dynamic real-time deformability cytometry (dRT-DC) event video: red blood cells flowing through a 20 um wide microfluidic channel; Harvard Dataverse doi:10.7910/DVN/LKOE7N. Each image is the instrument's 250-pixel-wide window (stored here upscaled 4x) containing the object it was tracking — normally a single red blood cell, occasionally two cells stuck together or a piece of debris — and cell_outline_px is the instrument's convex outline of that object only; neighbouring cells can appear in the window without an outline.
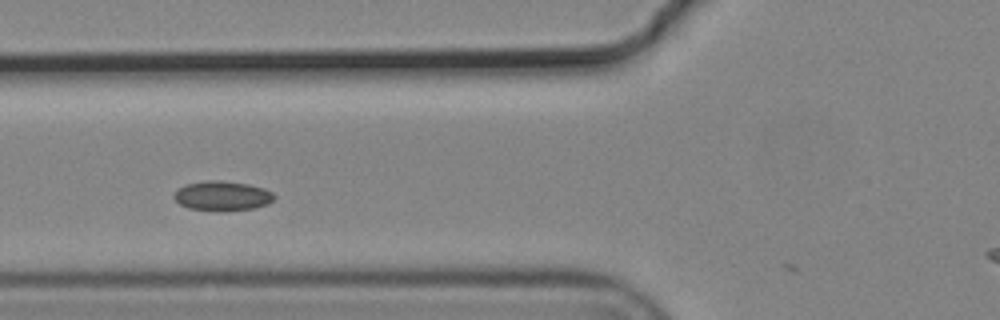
{"species": "common noctule bat (a hibernating species)", "species_latin": "Nyctalus noctula", "temperature_condition": "cold", "stored_images_in_passage": 5, "camera_frame_rate_fps": 3000, "um_per_image_px": 0.085, "animal": {"sex": "male", "body_mass_g": 19.2, "forearm_length_mm": 51.8}, "frame": {"image": 1, "passage_image": 4, "time_ms": 1.0, "image_size_px": [1000, 320], "cell_outline_px": [[276, 196], [268, 204], [252, 208], [188, 208], [180, 204], [172, 196], [180, 188], [188, 184], [204, 180], [220, 180], [248, 184], [264, 188], [272, 192]], "centroid_in_image_um": [18.92, 16.59], "position_along_channel_um": 106.9, "area_um2": 16.42}}